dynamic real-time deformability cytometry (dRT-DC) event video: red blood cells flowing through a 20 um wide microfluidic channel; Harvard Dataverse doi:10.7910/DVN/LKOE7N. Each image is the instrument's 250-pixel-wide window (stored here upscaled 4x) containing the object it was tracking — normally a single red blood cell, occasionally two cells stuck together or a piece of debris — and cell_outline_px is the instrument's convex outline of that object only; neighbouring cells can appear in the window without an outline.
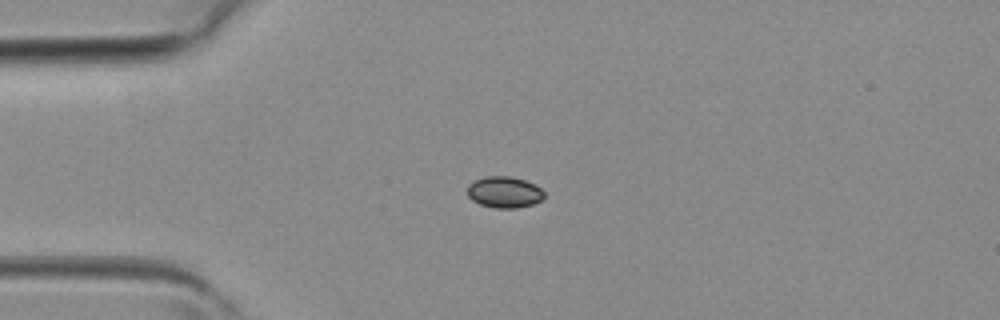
{"species": "common noctule bat (a hibernating species)", "species_latin": "Nyctalus noctula", "temperature_condition": "room temperature", "stored_images_in_passage": 3, "camera_frame_rate_fps": 3000, "um_per_image_px": 0.085, "animal": {"sex": "female", "body_mass_g": 19.3, "forearm_length_mm": 54.1}, "frame": {"image": 1, "passage_image": 1, "time_ms": 0.0, "image_size_px": [1000, 320], "cell_outline_px": [[544, 200], [532, 204], [516, 208], [496, 208], [480, 204], [472, 200], [468, 196], [468, 184], [484, 176], [512, 176], [536, 184], [544, 192]], "centroid_in_image_um": [42.89, 16.33], "position_along_channel_um": 42.1, "area_um2": 14.1}}
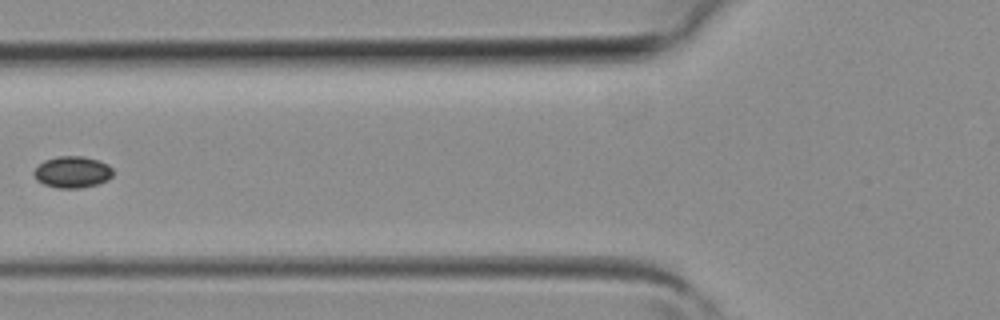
{"frame": {"image": 2, "passage_image": 3, "time_ms": 0.667, "image_size_px": [1000, 320], "cell_outline_px": [[112, 176], [108, 180], [96, 184], [80, 188], [56, 188], [44, 184], [36, 180], [32, 172], [44, 160], [56, 156], [84, 156], [100, 160], [108, 164], [112, 168]], "centroid_in_image_um": [6.15, 14.61], "position_along_channel_um": 119.7, "area_um2": 14.68}}